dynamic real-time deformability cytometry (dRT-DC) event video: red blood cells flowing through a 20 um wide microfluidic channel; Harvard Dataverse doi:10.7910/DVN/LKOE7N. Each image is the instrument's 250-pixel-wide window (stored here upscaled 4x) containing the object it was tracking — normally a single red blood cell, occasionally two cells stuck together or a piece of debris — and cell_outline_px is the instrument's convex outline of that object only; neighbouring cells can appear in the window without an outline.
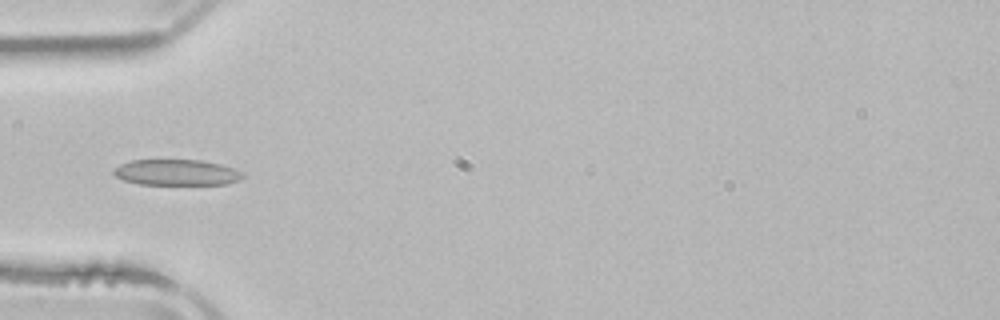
{"species": "common noctule bat (a hibernating species)", "species_latin": "Nyctalus noctula", "temperature_condition": "room temperature", "stored_images_in_passage": 3, "camera_frame_rate_fps": 3000, "um_per_image_px": 0.085, "animal": {"sex": "male", "body_mass_g": 21.5, "forearm_length_mm": 52.0}, "frame": {"image": 1, "passage_image": 3, "time_ms": 2.333, "image_size_px": [1000, 320], "cell_outline_px": [[244, 176], [240, 180], [228, 184], [140, 184], [124, 180], [116, 176], [112, 172], [112, 168], [120, 164], [132, 160], [200, 160], [220, 164], [244, 172]], "centroid_in_image_um": [15.01, 14.65], "position_along_channel_um": 70.0, "area_um2": 19.48}}